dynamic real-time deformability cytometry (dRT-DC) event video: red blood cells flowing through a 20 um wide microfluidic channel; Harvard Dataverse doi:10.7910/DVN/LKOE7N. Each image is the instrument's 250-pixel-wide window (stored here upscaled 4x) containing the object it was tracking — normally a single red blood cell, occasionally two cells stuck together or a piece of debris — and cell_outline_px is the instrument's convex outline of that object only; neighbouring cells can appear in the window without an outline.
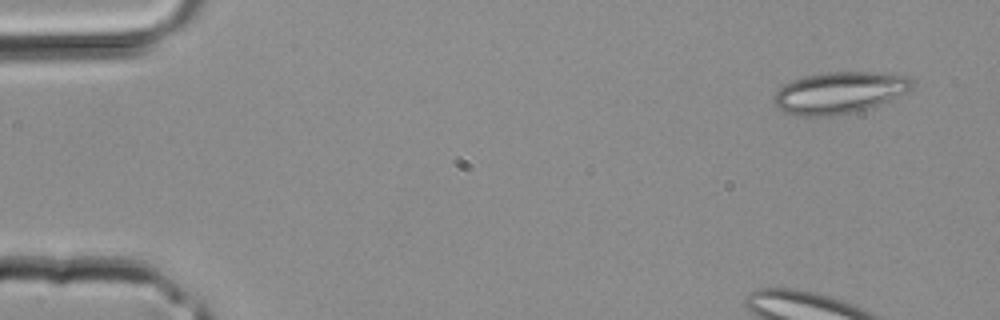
{"species": "common noctule bat (a hibernating species)", "species_latin": "Nyctalus noctula", "temperature_condition": "room temperature", "stored_images_in_passage": 4, "camera_frame_rate_fps": 3000, "um_per_image_px": 0.085, "animal": {"sex": "male", "body_mass_g": 20.4}, "frame": {"image": 1, "passage_image": 1, "time_ms": 0.0, "image_size_px": [1000, 320], "cell_outline_px": [[916, 80], [912, 88], [908, 92], [868, 108], [856, 112], [832, 116], [796, 116], [784, 112], [776, 108], [772, 100], [772, 96], [784, 84], [792, 80], [804, 76], [828, 72], [880, 72], [908, 76]], "centroid_in_image_um": [71.34, 7.88], "position_along_channel_um": 13.7, "area_um2": 33.99}}